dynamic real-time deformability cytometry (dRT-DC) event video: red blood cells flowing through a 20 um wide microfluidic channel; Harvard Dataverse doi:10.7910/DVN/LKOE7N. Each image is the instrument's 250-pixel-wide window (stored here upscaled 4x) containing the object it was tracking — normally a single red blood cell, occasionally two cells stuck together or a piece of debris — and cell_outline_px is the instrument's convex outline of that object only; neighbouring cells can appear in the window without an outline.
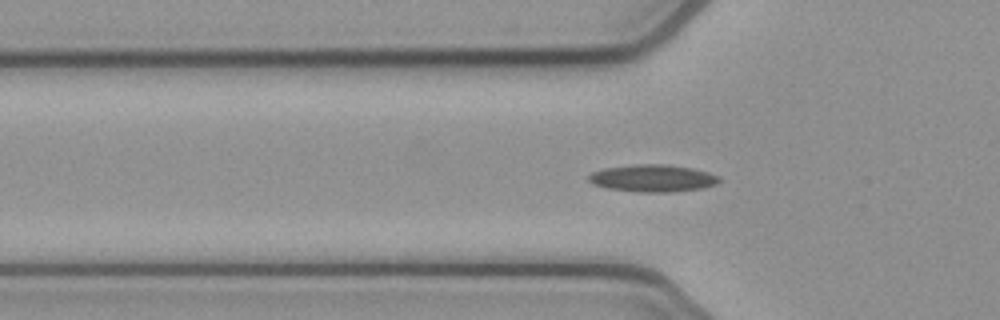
{"species": "common noctule bat (a hibernating species)", "species_latin": "Nyctalus noctula", "temperature_condition": "cold", "stored_images_in_passage": 44, "camera_frame_rate_fps": 3000, "um_per_image_px": 0.085, "animal": {"sex": "female", "body_mass_g": 21.9}, "frame": {"image": 1, "passage_image": 7, "time_ms": 2.0, "image_size_px": [1000, 320], "cell_outline_px": [[720, 180], [716, 184], [700, 188], [672, 192], [640, 192], [608, 188], [592, 184], [588, 180], [588, 176], [592, 172], [604, 168], [636, 164], [664, 164], [692, 168], [708, 172], [720, 176]], "centroid_in_image_um": [55.47, 15.14], "position_along_channel_um": 70.3, "area_um2": 20.63}}
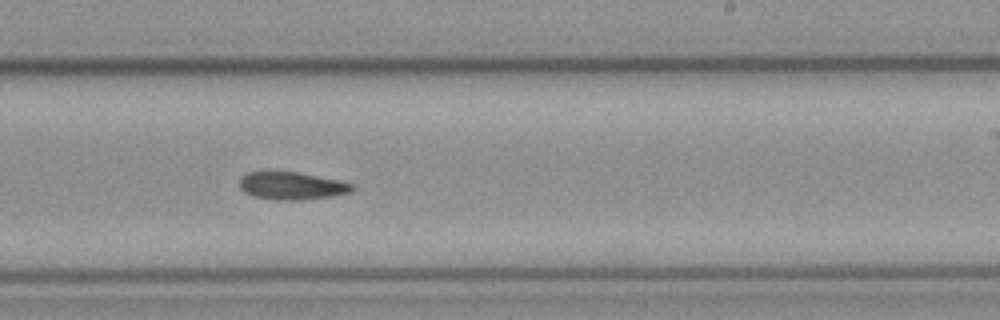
{"frame": {"image": 2, "passage_image": 22, "time_ms": 7.0, "image_size_px": [1000, 320], "cell_outline_px": [[356, 188], [352, 192], [332, 196], [304, 200], [276, 200], [252, 196], [244, 192], [240, 188], [240, 176], [248, 172], [264, 168], [300, 172], [340, 180], [352, 184]], "centroid_in_image_um": [24.75, 15.75], "position_along_channel_um": 264.2, "area_um2": 19.13}}
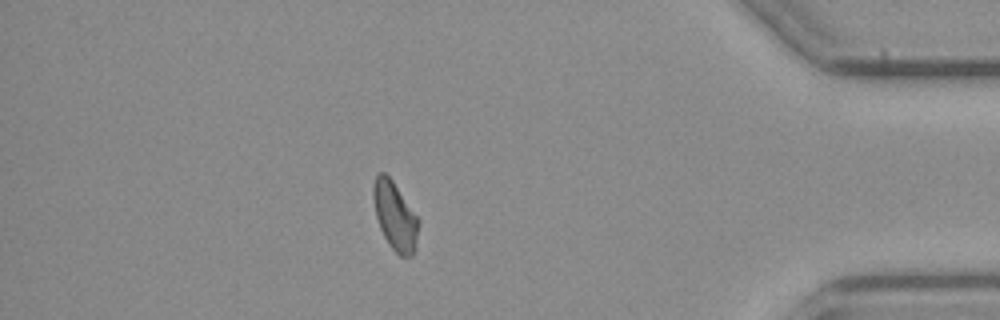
{"frame": {"image": 3, "passage_image": 36, "time_ms": 11.667, "image_size_px": [1000, 320], "cell_outline_px": [[416, 248], [412, 256], [400, 256], [388, 244], [380, 228], [376, 216], [372, 196], [372, 184], [376, 176], [380, 172], [384, 172], [392, 180], [416, 216]], "centroid_in_image_um": [33.51, 18.35], "position_along_channel_um": 401.7, "area_um2": 17.46}, "authors_computed_cell_mechanics": {"area_um2": 18.3804, "velocity_mm_per_s": 3.8596, "shape_relaxation_time_tau1_ms": null, "shape_relaxation_time_tau2_ms": 11.3806, "deformation_change_tau1": null, "deformation_change_tau2": 0.1926}}